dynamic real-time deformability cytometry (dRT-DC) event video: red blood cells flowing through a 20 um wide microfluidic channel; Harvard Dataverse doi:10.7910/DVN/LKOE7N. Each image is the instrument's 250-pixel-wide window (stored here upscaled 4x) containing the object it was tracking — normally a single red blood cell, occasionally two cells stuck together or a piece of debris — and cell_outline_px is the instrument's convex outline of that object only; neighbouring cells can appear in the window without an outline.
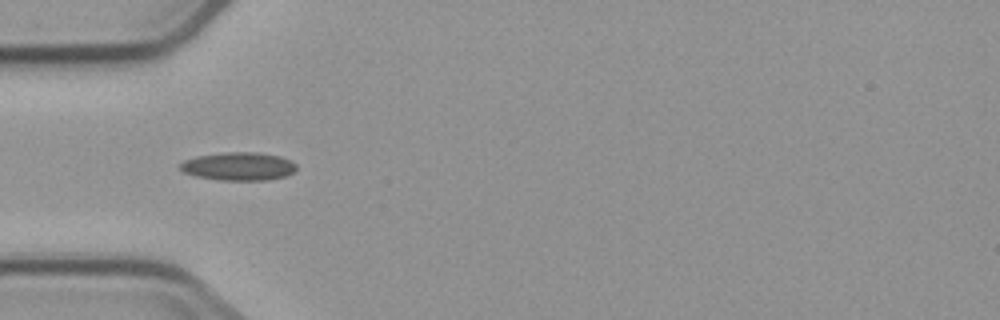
{"species": "common noctule bat (a hibernating species)", "species_latin": "Nyctalus noctula", "temperature_condition": "cold", "stored_images_in_passage": 8, "camera_frame_rate_fps": 3000, "um_per_image_px": 0.085, "animal": {"sex": "male", "body_mass_g": 23.1, "forearm_length_mm": 52.7}, "frame": {"image": 1, "passage_image": 4, "time_ms": 3.667, "image_size_px": [1000, 320], "cell_outline_px": [[296, 168], [292, 172], [284, 176], [268, 180], [220, 180], [196, 176], [184, 172], [180, 168], [180, 164], [184, 160], [196, 156], [224, 152], [260, 152], [280, 156], [292, 160], [296, 164]], "centroid_in_image_um": [20.29, 14.12], "position_along_channel_um": 64.7, "area_um2": 19.13}}
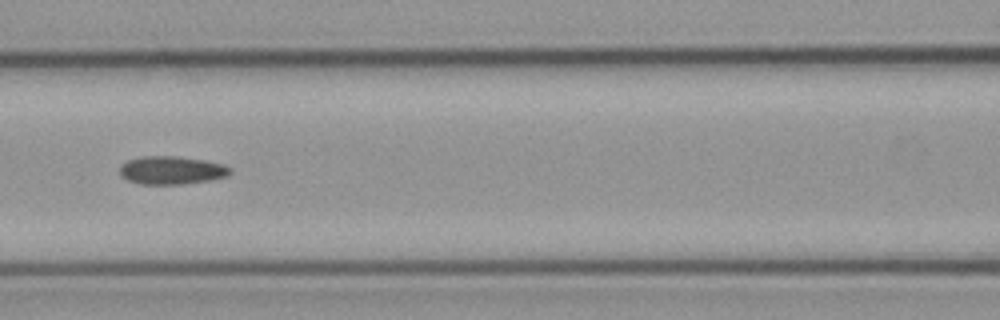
{"frame": {"image": 2, "passage_image": 6, "time_ms": 6.0, "image_size_px": [1000, 320], "cell_outline_px": [[232, 172], [224, 176], [208, 180], [180, 184], [140, 184], [128, 180], [120, 176], [120, 168], [128, 160], [140, 156], [176, 156], [204, 160], [220, 164], [228, 168]], "centroid_in_image_um": [14.52, 14.47], "position_along_channel_um": 152.1, "area_um2": 17.74}}
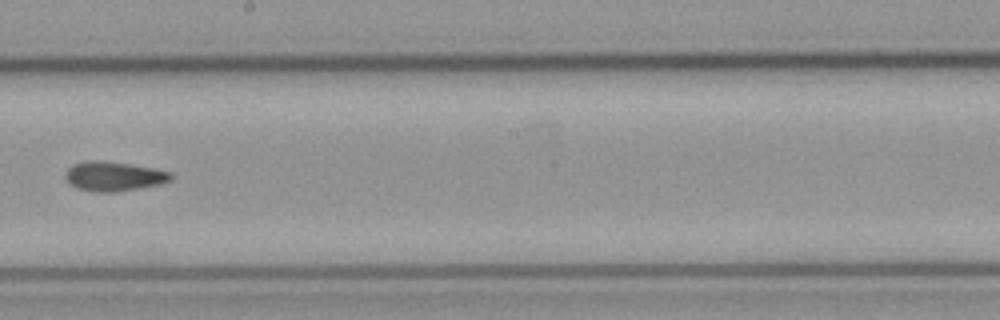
{"frame": {"image": 3, "passage_image": 8, "time_ms": 8.333, "image_size_px": [1000, 320], "cell_outline_px": [[172, 180], [160, 184], [116, 192], [92, 192], [76, 188], [64, 176], [68, 168], [72, 164], [88, 160], [96, 160], [128, 164], [152, 168], [172, 172]], "centroid_in_image_um": [9.66, 14.99], "position_along_channel_um": 238.5, "area_um2": 18.03}}